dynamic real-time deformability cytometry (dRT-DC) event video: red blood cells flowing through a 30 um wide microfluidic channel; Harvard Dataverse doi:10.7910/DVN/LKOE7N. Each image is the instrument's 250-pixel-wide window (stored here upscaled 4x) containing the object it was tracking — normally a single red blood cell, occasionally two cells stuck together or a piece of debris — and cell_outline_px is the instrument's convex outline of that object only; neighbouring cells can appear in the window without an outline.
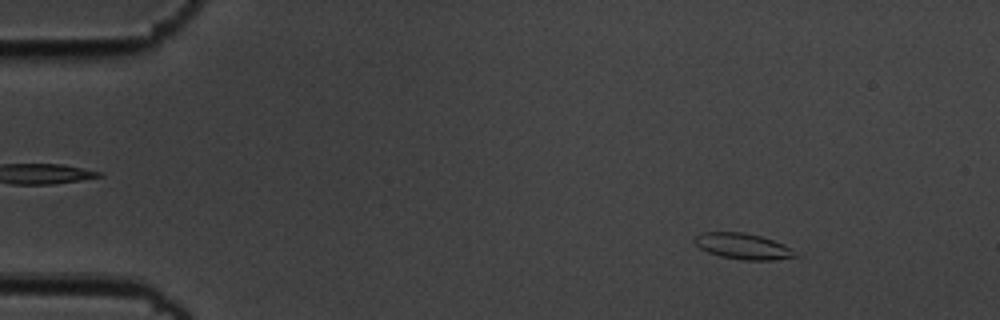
{"species": "common noctule bat (a hibernating species)", "species_latin": "Nyctalus noctula", "temperature_condition": "cold", "stored_images_in_passage": 55, "camera_frame_rate_fps": 3000, "um_per_image_px": 0.085, "animal": {"sex": "male", "body_mass_g": 19.5, "forearm_length_mm": 54.6}, "frame": {"image": 1, "passage_image": 7, "time_ms": 2.0, "image_size_px": [1000, 320], "cell_outline_px": [[804, 256], [772, 260], [744, 260], [720, 256], [708, 252], [700, 248], [692, 240], [696, 236], [704, 232], [744, 232], [760, 236], [784, 244]], "centroid_in_image_um": [63.21, 20.94], "position_along_channel_um": 21.8, "area_um2": 15.32}}
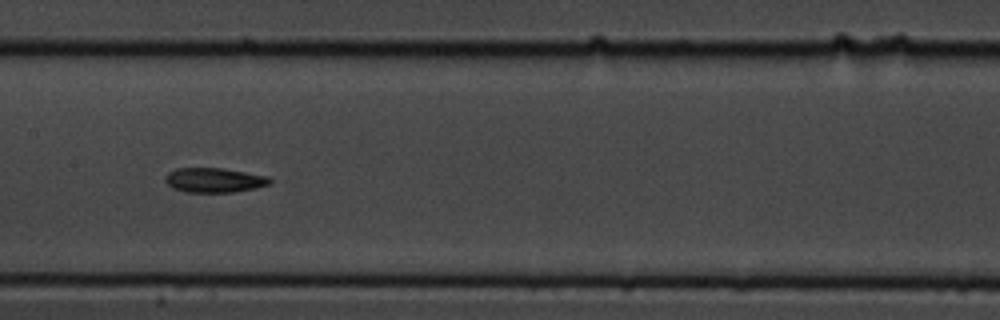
{"frame": {"image": 2, "passage_image": 28, "time_ms": 9.0, "image_size_px": [1000, 320], "cell_outline_px": [[272, 184], [256, 188], [232, 192], [184, 192], [172, 188], [164, 180], [164, 176], [168, 172], [176, 168], [224, 168], [268, 176], [272, 180]], "centroid_in_image_um": [18.21, 15.31], "position_along_channel_um": 189.2, "area_um2": 15.2}}
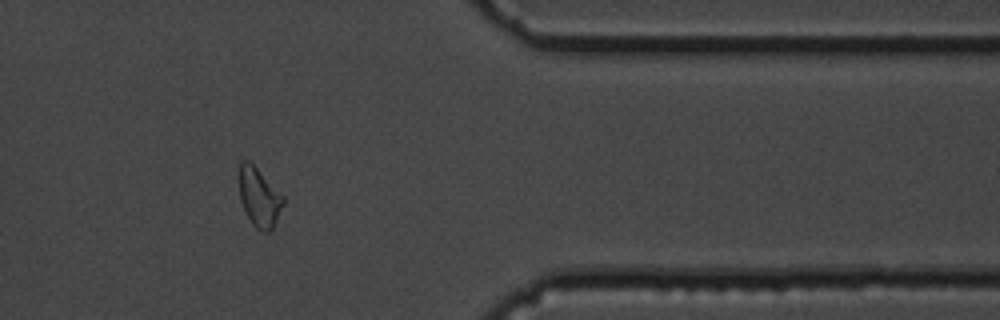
{"frame": {"image": 3, "passage_image": 46, "time_ms": 15.0, "image_size_px": [1000, 320], "cell_outline_px": [[284, 204], [272, 228], [268, 232], [260, 232], [252, 224], [240, 200], [240, 160], [248, 160], [284, 196]], "centroid_in_image_um": [22.04, 16.79], "position_along_channel_um": 389.4, "area_um2": 14.8}, "authors_computed_cell_mechanics": {"area_um2": 15.1436, "velocity_mm_per_s": 3.6162, "shape_relaxation_time_tau1_ms": 4.501, "shape_relaxation_time_tau2_ms": 3.323, "deformation_change_tau1": 0.1472, "deformation_change_tau2": 0.1102}}